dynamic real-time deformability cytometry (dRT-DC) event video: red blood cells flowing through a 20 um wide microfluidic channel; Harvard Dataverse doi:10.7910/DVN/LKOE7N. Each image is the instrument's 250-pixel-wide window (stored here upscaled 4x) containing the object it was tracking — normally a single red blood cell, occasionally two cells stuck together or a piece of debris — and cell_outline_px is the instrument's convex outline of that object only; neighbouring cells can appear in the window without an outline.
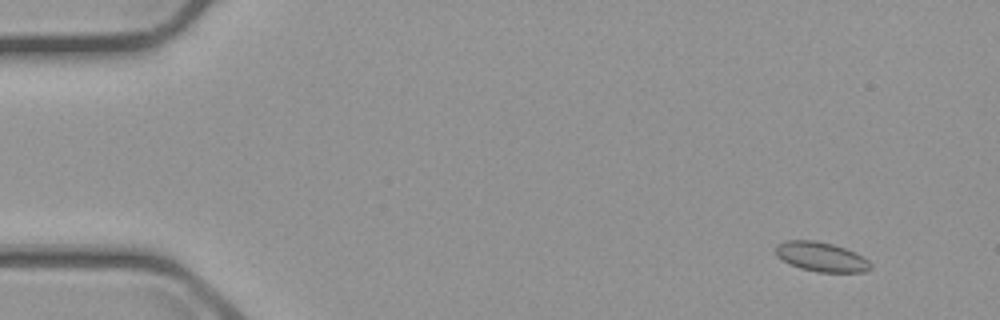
{"species": "common noctule bat (a hibernating species)", "species_latin": "Nyctalus noctula", "temperature_condition": "cold", "stored_images_in_passage": 7, "camera_frame_rate_fps": 3000, "um_per_image_px": 0.085, "animal": {"sex": "male", "body_mass_g": 23.1, "forearm_length_mm": 52.7}, "frame": {"image": 1, "passage_image": 2, "time_ms": 1.333, "image_size_px": [1000, 320], "cell_outline_px": [[872, 268], [864, 272], [816, 272], [800, 268], [776, 256], [776, 244], [784, 240], [816, 240], [832, 244], [844, 248], [868, 260], [872, 264]], "centroid_in_image_um": [69.79, 21.83], "position_along_channel_um": 15.2, "area_um2": 16.18}}
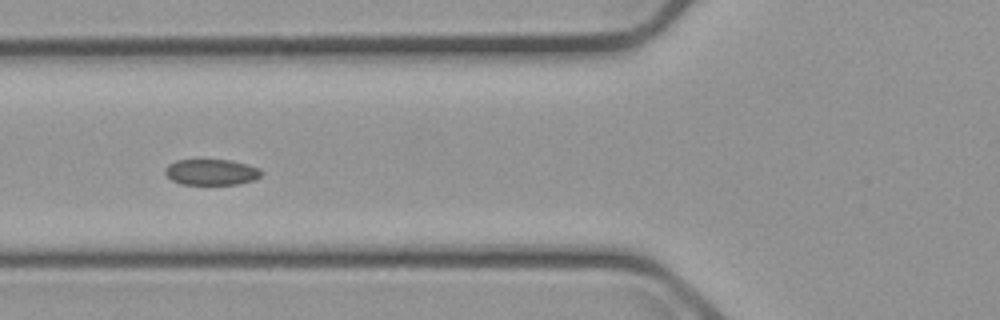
{"frame": {"image": 2, "passage_image": 7, "time_ms": 7.0, "image_size_px": [1000, 320], "cell_outline_px": [[264, 172], [260, 176], [252, 180], [240, 184], [180, 184], [172, 180], [164, 172], [164, 168], [168, 164], [176, 160], [232, 160], [248, 164], [260, 168]], "centroid_in_image_um": [17.98, 14.62], "position_along_channel_um": 107.8, "area_um2": 14.62}}